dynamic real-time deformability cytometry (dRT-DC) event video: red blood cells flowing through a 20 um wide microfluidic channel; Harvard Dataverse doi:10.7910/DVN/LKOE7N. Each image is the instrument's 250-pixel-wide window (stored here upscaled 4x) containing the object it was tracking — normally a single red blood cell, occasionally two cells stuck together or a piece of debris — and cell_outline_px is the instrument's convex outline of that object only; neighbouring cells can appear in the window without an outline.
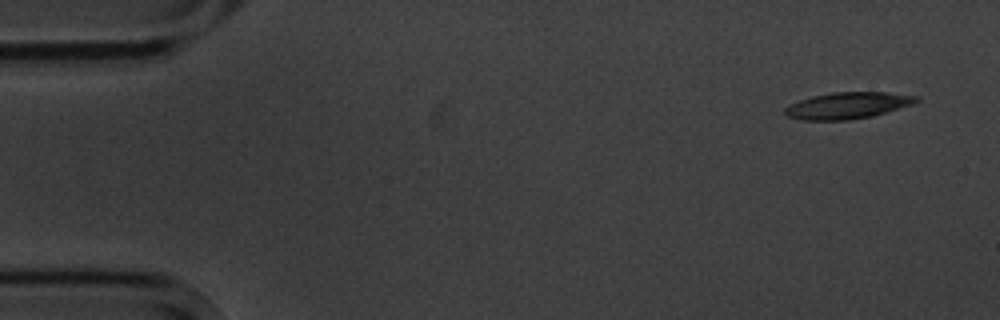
{"species": "common noctule bat (a hibernating species)", "species_latin": "Nyctalus noctula", "temperature_condition": "cold", "stored_images_in_passage": 4, "camera_frame_rate_fps": 3000, "um_per_image_px": 0.085, "animal": {"sex": "male", "body_mass_g": 20.1, "forearm_length_mm": 53.5}, "frame": {"image": 1, "passage_image": 1, "time_ms": 0.0, "image_size_px": [1000, 320], "cell_outline_px": [[920, 100], [912, 104], [872, 116], [848, 120], [800, 120], [788, 116], [784, 112], [784, 108], [800, 100], [812, 96], [832, 92], [884, 92], [920, 96]], "centroid_in_image_um": [72.05, 8.96], "position_along_channel_um": 12.9, "area_um2": 20.17}}
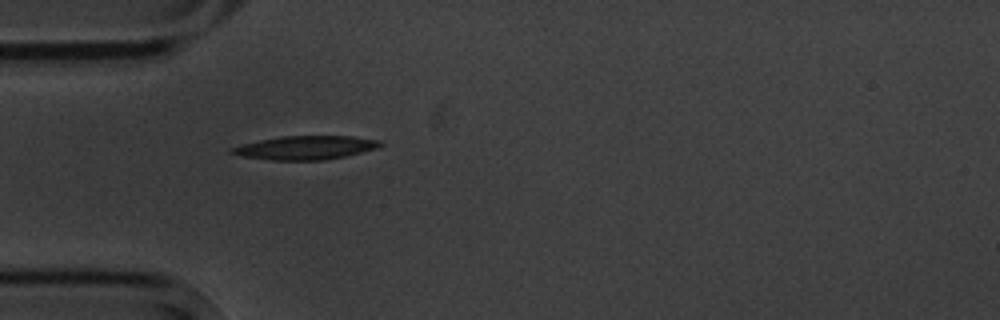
{"frame": {"image": 2, "passage_image": 4, "time_ms": 4.333, "image_size_px": [1000, 320], "cell_outline_px": [[384, 144], [376, 148], [344, 156], [324, 160], [272, 160], [240, 156], [228, 152], [228, 148], [260, 140], [280, 136], [352, 136], [380, 140]], "centroid_in_image_um": [25.93, 12.55], "position_along_channel_um": 59.1, "area_um2": 20.4}}